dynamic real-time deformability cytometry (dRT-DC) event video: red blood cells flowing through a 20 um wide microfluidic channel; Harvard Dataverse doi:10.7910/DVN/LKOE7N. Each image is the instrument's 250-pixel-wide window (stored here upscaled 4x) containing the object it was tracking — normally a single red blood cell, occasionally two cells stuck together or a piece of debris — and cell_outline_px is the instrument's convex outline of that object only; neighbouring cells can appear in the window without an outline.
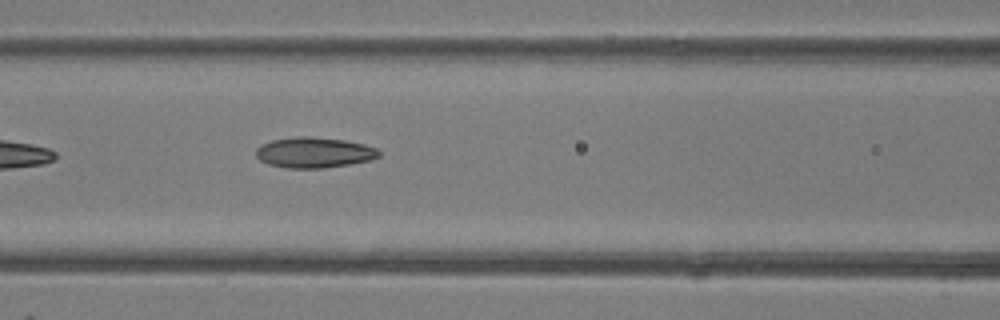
{"species": "common noctule bat (a hibernating species)", "species_latin": "Nyctalus noctula", "temperature_condition": "room temperature", "stored_images_in_passage": 6, "camera_frame_rate_fps": 3000, "um_per_image_px": 0.085, "animal": {"sex": "female"}, "frame": {"image": 1, "passage_image": 6, "time_ms": 5.667, "image_size_px": [1000, 320], "cell_outline_px": [[380, 156], [372, 160], [324, 168], [288, 168], [268, 164], [260, 160], [256, 156], [256, 148], [260, 144], [272, 140], [296, 136], [308, 136], [344, 140], [364, 144], [376, 148], [380, 152]], "centroid_in_image_um": [26.69, 12.96], "position_along_channel_um": 139.9, "area_um2": 21.96}}